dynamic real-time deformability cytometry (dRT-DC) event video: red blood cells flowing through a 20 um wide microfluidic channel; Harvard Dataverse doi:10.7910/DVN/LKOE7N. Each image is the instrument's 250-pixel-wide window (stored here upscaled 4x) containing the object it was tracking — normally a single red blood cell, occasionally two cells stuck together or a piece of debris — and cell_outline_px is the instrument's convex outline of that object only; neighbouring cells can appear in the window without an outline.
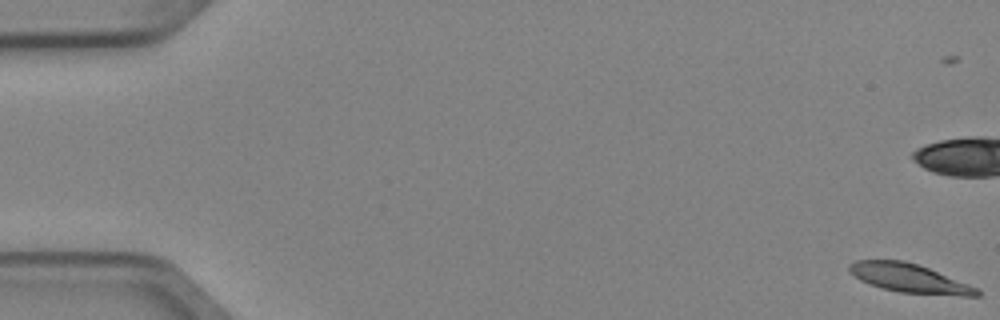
{"species": "Egyptian fruit bat (a non-hibernating species)", "species_latin": "Rousettus aegyptiacus", "temperature_condition": "cold", "stored_images_in_passage": 6, "camera_frame_rate_fps": 3000, "um_per_image_px": 0.085, "animal": {"sex": "female"}, "frame": {"image": 1, "passage_image": 1, "time_ms": 0.0, "image_size_px": [1000, 320], "cell_outline_px": [[980, 296], [964, 296], [900, 292], [884, 288], [860, 280], [848, 272], [848, 264], [856, 260], [904, 260], [928, 268], [980, 288]], "centroid_in_image_um": [77.31, 23.64], "position_along_channel_um": 7.7, "area_um2": 21.33}}